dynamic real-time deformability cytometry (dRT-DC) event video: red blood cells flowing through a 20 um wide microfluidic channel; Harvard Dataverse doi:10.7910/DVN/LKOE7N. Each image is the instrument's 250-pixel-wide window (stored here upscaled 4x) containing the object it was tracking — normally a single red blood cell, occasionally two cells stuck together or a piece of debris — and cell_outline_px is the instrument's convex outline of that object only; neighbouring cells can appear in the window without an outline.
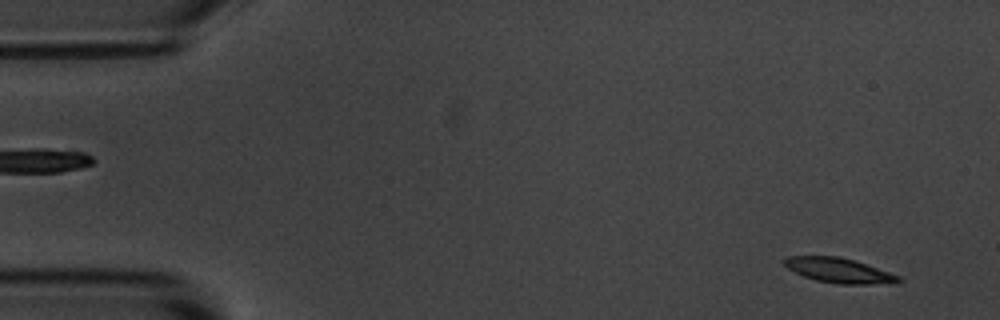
{"species": "common noctule bat (a hibernating species)", "species_latin": "Nyctalus noctula", "temperature_condition": "room temperature", "stored_images_in_passage": 55, "camera_frame_rate_fps": 3000, "um_per_image_px": 0.085, "animal": {"sex": "male", "body_mass_g": 20.1, "forearm_length_mm": 53.5}, "frame": {"image": 1, "passage_image": 3, "time_ms": 0.667, "image_size_px": [1000, 320], "cell_outline_px": [[904, 280], [896, 284], [840, 284], [816, 280], [804, 276], [788, 268], [784, 264], [784, 256], [840, 256], [900, 276]], "centroid_in_image_um": [71.34, 23.0], "position_along_channel_um": 13.7, "area_um2": 16.42}}
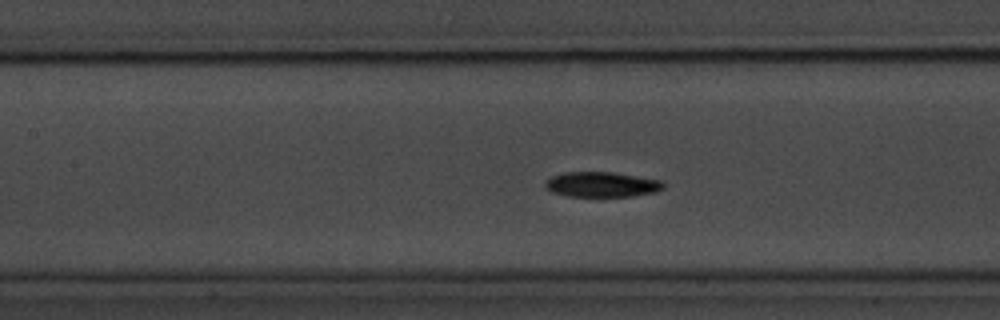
{"frame": {"image": 2, "passage_image": 24, "time_ms": 7.667, "image_size_px": [1000, 320], "cell_outline_px": [[664, 188], [656, 192], [632, 196], [568, 196], [552, 192], [544, 188], [544, 180], [552, 176], [564, 172], [612, 172], [660, 180], [664, 184]], "centroid_in_image_um": [51.1, 15.68], "position_along_channel_um": 156.3, "area_um2": 17.34}}
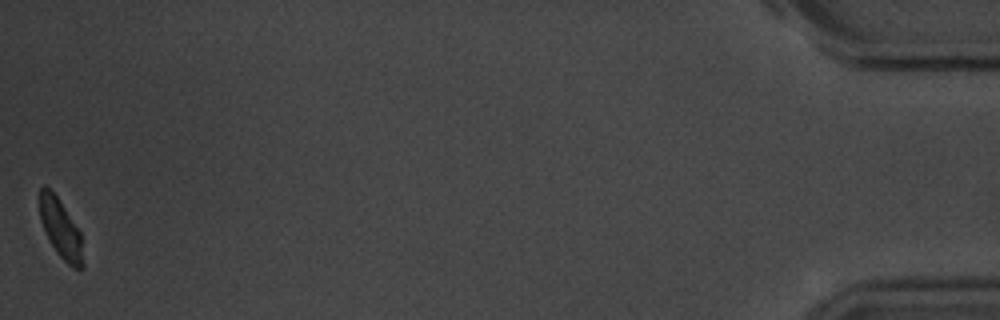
{"frame": {"image": 3, "passage_image": 55, "time_ms": 18.0, "image_size_px": [1000, 320], "cell_outline_px": [[84, 268], [72, 268], [56, 252], [48, 240], [40, 220], [36, 196], [40, 188], [44, 184], [56, 196], [80, 232], [84, 264]], "centroid_in_image_um": [5.09, 19.42], "position_along_channel_um": 430.1, "area_um2": 15.14}}